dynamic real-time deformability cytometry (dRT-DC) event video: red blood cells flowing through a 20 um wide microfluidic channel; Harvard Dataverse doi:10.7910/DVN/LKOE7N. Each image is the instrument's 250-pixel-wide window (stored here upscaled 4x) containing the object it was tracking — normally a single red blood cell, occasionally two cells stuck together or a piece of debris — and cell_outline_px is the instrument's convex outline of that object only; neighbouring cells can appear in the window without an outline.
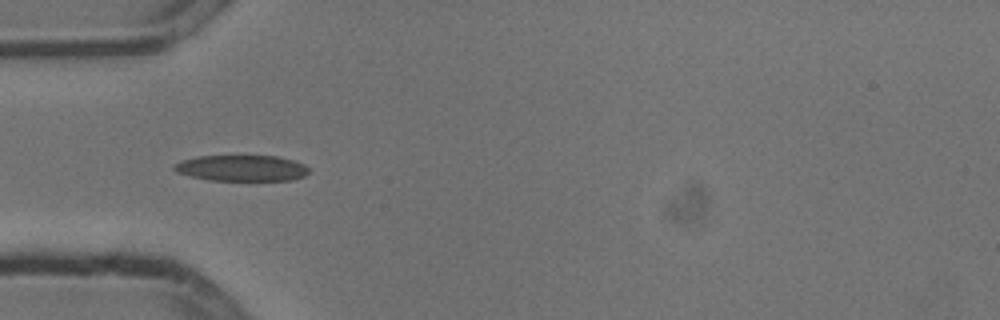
{"species": "common noctule bat (a hibernating species)", "species_latin": "Nyctalus noctula", "temperature_condition": "cold", "stored_images_in_passage": 38, "camera_frame_rate_fps": 3000, "um_per_image_px": 0.085, "animal": {"sex": "male", "body_mass_g": 13.3}, "frame": {"image": 1, "passage_image": 1, "time_ms": 0.0, "image_size_px": [1000, 320], "cell_outline_px": [[308, 172], [304, 176], [292, 180], [208, 180], [176, 172], [172, 168], [180, 160], [196, 156], [276, 156], [292, 160], [304, 164], [308, 168]], "centroid_in_image_um": [20.52, 14.28], "position_along_channel_um": 64.5, "area_um2": 20.29}}
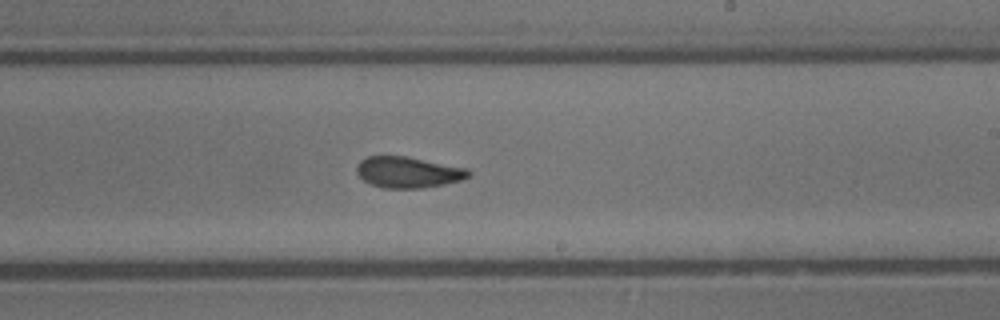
{"frame": {"image": 2, "passage_image": 16, "time_ms": 5.0, "image_size_px": [1000, 320], "cell_outline_px": [[472, 176], [464, 180], [424, 188], [384, 188], [372, 184], [364, 180], [356, 172], [356, 168], [360, 160], [368, 156], [404, 156], [468, 168], [472, 172]], "centroid_in_image_um": [34.74, 14.64], "position_along_channel_um": 254.3, "area_um2": 20.35}}
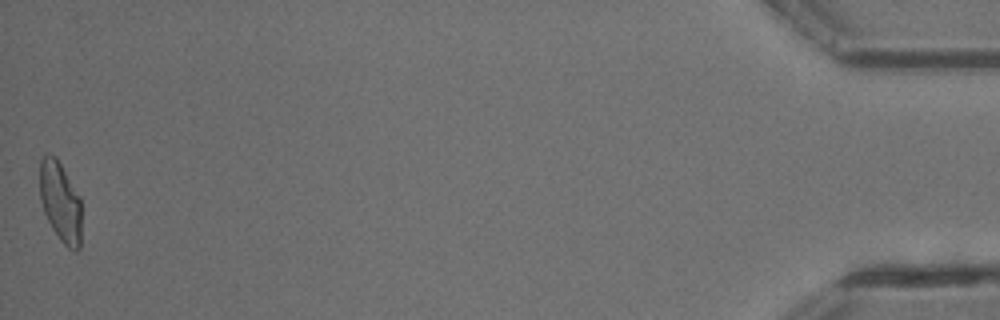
{"frame": {"image": 3, "passage_image": 38, "time_ms": 12.333, "image_size_px": [1000, 320], "cell_outline_px": [[80, 248], [76, 252], [68, 248], [60, 240], [52, 228], [44, 212], [40, 200], [40, 160], [44, 152], [48, 152], [56, 156], [80, 196]], "centroid_in_image_um": [5.11, 17.12], "position_along_channel_um": 430.1, "area_um2": 19.65}, "authors_computed_cell_mechanics": {"area_um2": 20.1144, "velocity_mm_per_s": 3.7893, "shape_relaxation_time_tau1_ms": 5.6131, "shape_relaxation_time_tau2_ms": 2.644, "deformation_change_tau1": 0.1689, "deformation_change_tau2": 0.1032}}